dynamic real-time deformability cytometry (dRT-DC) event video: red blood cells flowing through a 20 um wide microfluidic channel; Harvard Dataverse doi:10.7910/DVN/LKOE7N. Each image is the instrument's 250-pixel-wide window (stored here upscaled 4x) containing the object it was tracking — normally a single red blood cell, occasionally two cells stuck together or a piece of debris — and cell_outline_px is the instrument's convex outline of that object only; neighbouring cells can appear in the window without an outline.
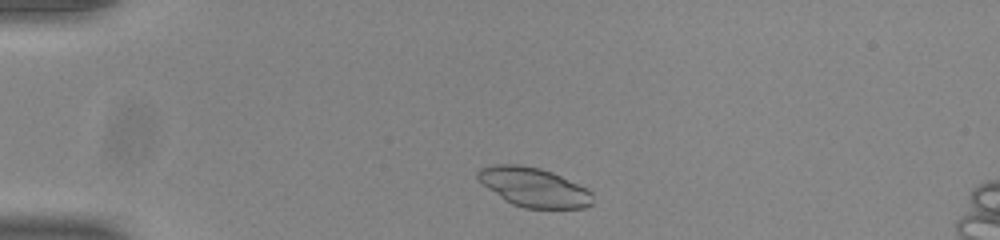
{"species": "common noctule bat (a hibernating species)", "species_latin": "Nyctalus noctula", "temperature_condition": "room temperature", "stored_images_in_passage": 43, "camera_frame_rate_fps": 3000, "um_per_image_px": 0.085, "animal": {"sex": "male", "body_mass_g": 20.0, "forearm_length_mm": 53.3}, "frame": {"image": 1, "passage_image": 3, "time_ms": 0.667, "image_size_px": [1000, 240], "cell_outline_px": [[592, 204], [584, 208], [524, 208], [512, 204], [504, 200], [476, 180], [476, 172], [480, 168], [492, 164], [520, 164], [540, 168], [552, 172], [588, 188], [592, 192]], "centroid_in_image_um": [45.34, 15.9], "position_along_channel_um": 39.7, "area_um2": 26.53}}
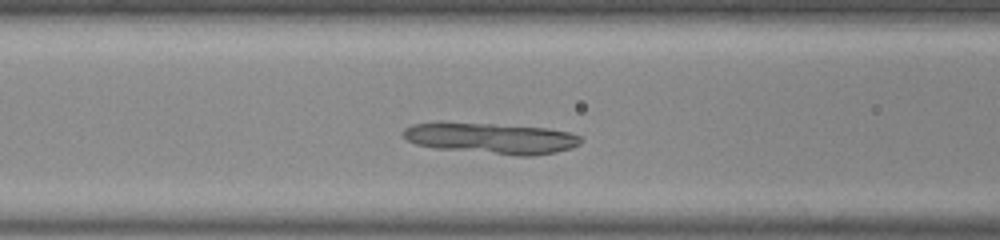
{"frame": {"image": 2, "passage_image": 13, "time_ms": 4.0, "image_size_px": [1000, 240], "cell_outline_px": [[584, 140], [580, 144], [572, 148], [556, 152], [532, 156], [516, 156], [436, 148], [416, 144], [408, 140], [404, 136], [404, 128], [412, 124], [440, 120], [548, 128], [568, 132], [580, 136]], "centroid_in_image_um": [41.73, 11.73], "position_along_channel_um": 124.9, "area_um2": 32.66}}
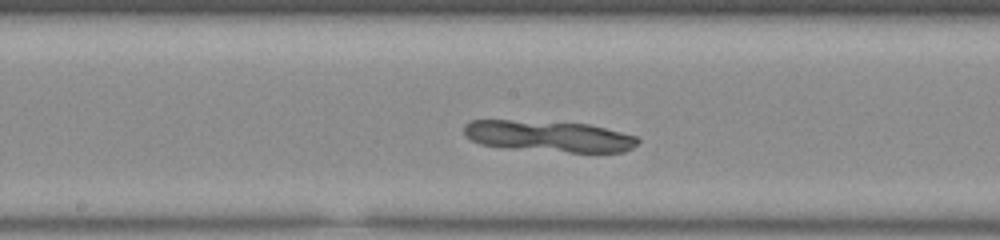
{"frame": {"image": 3, "passage_image": 19, "time_ms": 6.0, "image_size_px": [1000, 240], "cell_outline_px": [[640, 140], [632, 148], [624, 152], [568, 152], [504, 148], [480, 144], [464, 136], [464, 124], [472, 120], [508, 120], [588, 124], [636, 136]], "centroid_in_image_um": [46.6, 11.59], "position_along_channel_um": 201.6, "area_um2": 31.5}}